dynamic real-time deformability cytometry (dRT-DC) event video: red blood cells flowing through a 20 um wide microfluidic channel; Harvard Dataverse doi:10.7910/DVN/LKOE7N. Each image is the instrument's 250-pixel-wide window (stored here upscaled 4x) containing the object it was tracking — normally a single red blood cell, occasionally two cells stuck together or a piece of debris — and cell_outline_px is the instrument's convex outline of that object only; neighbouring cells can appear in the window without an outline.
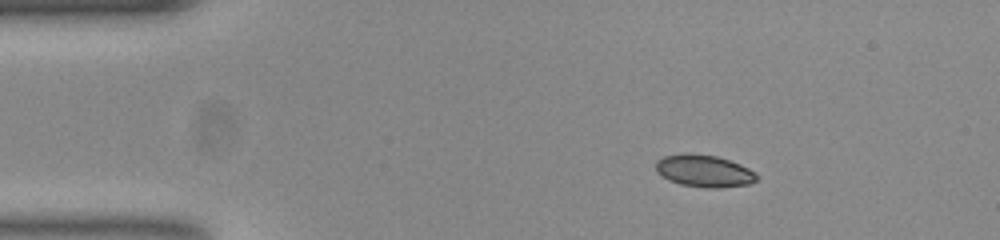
{"species": "common noctule bat (a hibernating species)", "species_latin": "Nyctalus noctula", "temperature_condition": "room temperature", "stored_images_in_passage": 47, "camera_frame_rate_fps": 3000, "um_per_image_px": 0.085, "animal": {"sex": "female", "body_mass_g": 23.0, "forearm_length_mm": 53.4}, "frame": {"image": 1, "passage_image": 1, "time_ms": 0.0, "image_size_px": [1000, 240], "cell_outline_px": [[760, 176], [756, 180], [748, 184], [720, 188], [704, 188], [680, 184], [668, 180], [656, 172], [656, 160], [664, 156], [716, 156], [740, 164], [748, 168]], "centroid_in_image_um": [59.88, 14.59], "position_along_channel_um": 25.1, "area_um2": 18.32}}
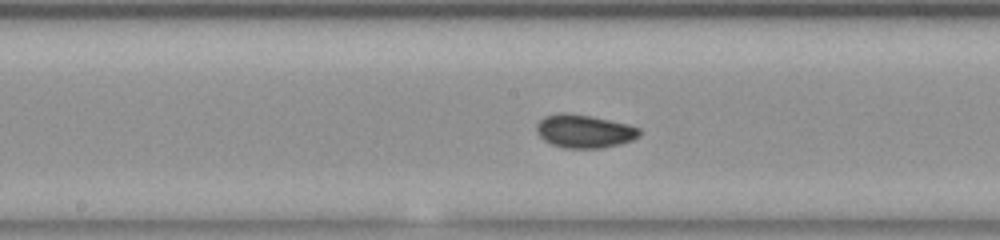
{"frame": {"image": 2, "passage_image": 20, "time_ms": 6.333, "image_size_px": [1000, 240], "cell_outline_px": [[640, 136], [632, 140], [620, 144], [600, 148], [568, 148], [552, 144], [544, 140], [540, 136], [536, 128], [536, 124], [544, 116], [556, 112], [564, 112], [592, 116], [628, 124], [640, 128]], "centroid_in_image_um": [49.66, 11.14], "position_along_channel_um": 198.5, "area_um2": 20.0}}
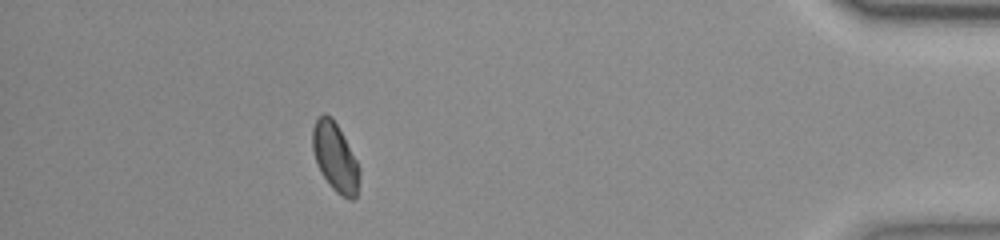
{"frame": {"image": 3, "passage_image": 41, "time_ms": 13.333, "image_size_px": [1000, 240], "cell_outline_px": [[360, 172], [356, 196], [352, 200], [348, 200], [340, 196], [328, 184], [320, 172], [316, 164], [312, 148], [312, 128], [316, 120], [324, 112], [332, 116], [356, 160], [360, 168]], "centroid_in_image_um": [28.47, 13.39], "position_along_channel_um": 406.7, "area_um2": 18.84}, "authors_computed_cell_mechanics": {"area_um2": 18.8428, "velocity_mm_per_s": 3.7652, "shape_relaxation_time_tau1_ms": 3.9951, "shape_relaxation_time_tau2_ms": 1.994, "deformation_change_tau1": 0.1023, "deformation_change_tau2": 0.044}}